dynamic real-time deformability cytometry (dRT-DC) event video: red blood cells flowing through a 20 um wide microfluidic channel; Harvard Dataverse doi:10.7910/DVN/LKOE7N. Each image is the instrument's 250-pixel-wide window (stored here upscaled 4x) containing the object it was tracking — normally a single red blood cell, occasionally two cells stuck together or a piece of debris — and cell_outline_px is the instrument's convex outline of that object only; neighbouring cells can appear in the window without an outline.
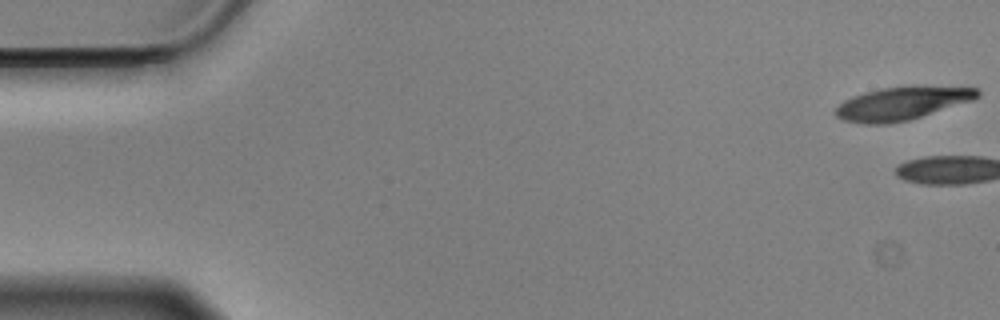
{"species": "Egyptian fruit bat (a non-hibernating species)", "species_latin": "Rousettus aegyptiacus", "temperature_condition": "cold", "stored_images_in_passage": 3, "camera_frame_rate_fps": 3000, "um_per_image_px": 0.085, "animal": {"sex": "male"}, "frame": {"image": 1, "passage_image": 1, "time_ms": 0.0, "image_size_px": [1000, 320], "cell_outline_px": [[980, 96], [972, 100], [908, 120], [888, 124], [860, 124], [844, 120], [836, 116], [836, 108], [844, 100], [852, 96], [864, 92], [884, 88], [980, 88]], "centroid_in_image_um": [76.58, 8.83], "position_along_channel_um": 8.4, "area_um2": 26.3}}